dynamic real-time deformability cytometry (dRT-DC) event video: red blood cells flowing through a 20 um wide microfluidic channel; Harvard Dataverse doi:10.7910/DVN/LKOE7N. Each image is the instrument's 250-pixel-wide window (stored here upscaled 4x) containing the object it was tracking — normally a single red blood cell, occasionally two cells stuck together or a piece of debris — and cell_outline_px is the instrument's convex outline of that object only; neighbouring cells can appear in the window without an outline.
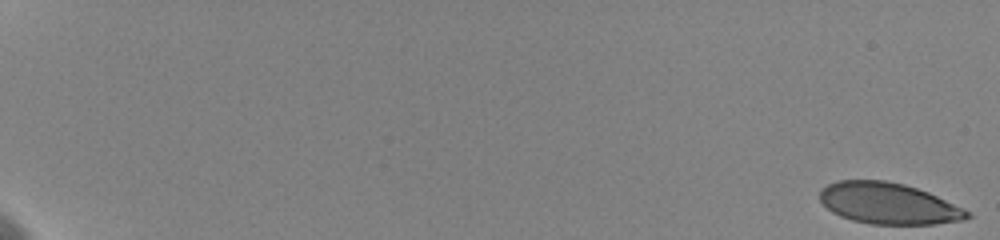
{"species": "human", "species_latin": "Homo sapiens", "temperature_condition": "cold", "stored_images_in_passage": 64, "camera_frame_rate_fps": 3000, "um_per_image_px": 0.085, "donor": {"sex": "female"}, "frame": {"image": 1, "passage_image": 1, "time_ms": 0.0, "image_size_px": [1000, 240], "cell_outline_px": [[972, 216], [964, 220], [936, 224], [872, 224], [852, 220], [840, 216], [832, 212], [820, 200], [820, 192], [828, 184], [840, 180], [884, 180], [904, 184], [928, 192], [964, 208]], "centroid_in_image_um": [75.54, 17.3], "position_along_channel_um": 9.5, "area_um2": 35.26}}
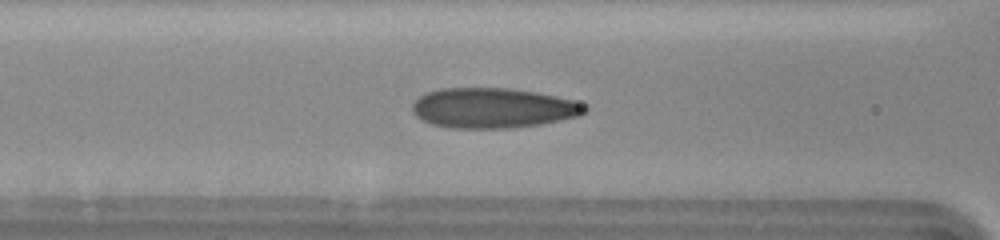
{"frame": {"image": 2, "passage_image": 36, "time_ms": 9.333, "image_size_px": [1000, 240], "cell_outline_px": [[588, 112], [580, 116], [540, 124], [508, 128], [452, 128], [432, 124], [416, 116], [412, 112], [412, 104], [420, 96], [428, 92], [440, 88], [508, 88], [536, 92], [556, 96], [588, 104]], "centroid_in_image_um": [41.95, 9.18], "position_along_channel_um": 124.7, "area_um2": 40.4}}
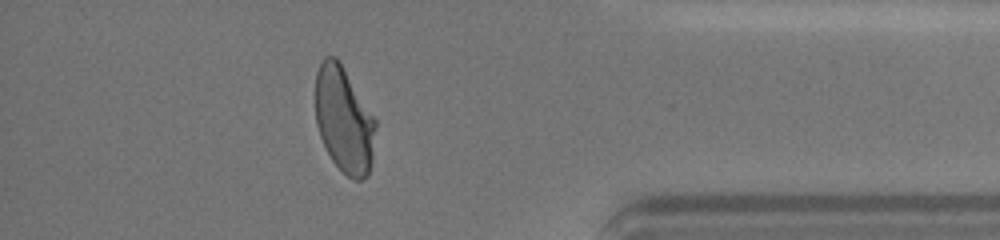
{"frame": {"image": 3, "passage_image": 56, "time_ms": 17.667, "image_size_px": [1000, 240], "cell_outline_px": [[376, 128], [372, 160], [368, 176], [360, 180], [356, 180], [348, 176], [332, 160], [320, 136], [316, 124], [316, 72], [324, 56], [336, 56], [340, 60], [376, 120]], "centroid_in_image_um": [29.25, 10.16], "position_along_channel_um": 406.0, "area_um2": 37.17}, "authors_computed_cell_mechanics": {"area_um2": 37.4833, "velocity_mm_per_s": 3.6104, "shape_relaxation_time_tau1_ms": 5.0322, "shape_relaxation_time_tau2_ms": 0.7879, "deformation_change_tau1": 0.1869, "deformation_change_tau2": 0.077}}